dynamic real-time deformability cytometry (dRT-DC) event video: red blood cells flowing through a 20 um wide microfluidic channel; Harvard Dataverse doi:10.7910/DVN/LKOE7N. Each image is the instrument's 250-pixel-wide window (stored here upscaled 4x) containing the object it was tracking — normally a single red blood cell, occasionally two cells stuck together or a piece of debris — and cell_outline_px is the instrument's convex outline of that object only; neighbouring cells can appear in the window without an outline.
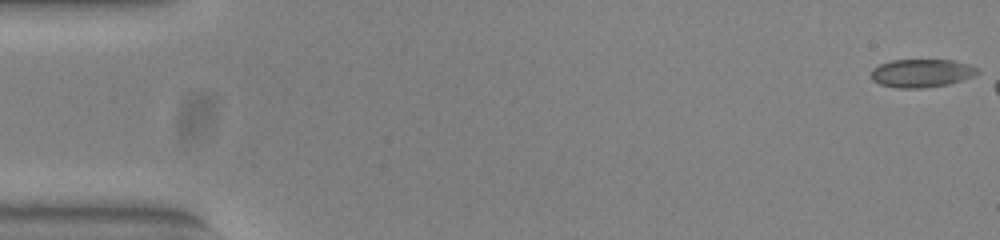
{"species": "common noctule bat (a hibernating species)", "species_latin": "Nyctalus noctula", "temperature_condition": "warm", "stored_images_in_passage": 6, "camera_frame_rate_fps": 3000, "um_per_image_px": 0.085, "animal": {"sex": "female", "body_mass_g": 23.0, "forearm_length_mm": 53.4}, "frame": {"image": 1, "passage_image": 1, "time_ms": 0.0, "image_size_px": [1000, 240], "cell_outline_px": [[980, 72], [972, 76], [948, 84], [924, 88], [896, 88], [880, 84], [872, 80], [872, 68], [880, 64], [892, 60], [952, 60], [968, 64], [980, 68]], "centroid_in_image_um": [78.33, 6.21], "position_along_channel_um": 6.7, "area_um2": 17.46}}